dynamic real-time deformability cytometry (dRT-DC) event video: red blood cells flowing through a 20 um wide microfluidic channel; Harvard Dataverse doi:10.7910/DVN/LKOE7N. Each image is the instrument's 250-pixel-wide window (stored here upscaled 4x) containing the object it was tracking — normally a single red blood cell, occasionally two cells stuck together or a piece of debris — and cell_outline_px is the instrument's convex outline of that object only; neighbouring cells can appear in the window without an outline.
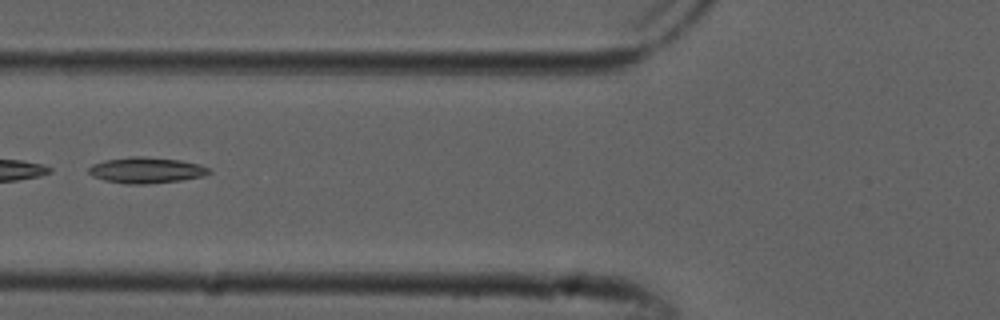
{"species": "common noctule bat (a hibernating species)", "species_latin": "Nyctalus noctula", "temperature_condition": "cold", "stored_images_in_passage": 19, "camera_frame_rate_fps": 3000, "um_per_image_px": 0.085, "animal": {"sex": "male", "forearm_length_mm": 52.5}, "frame": {"image": 1, "passage_image": 14, "time_ms": 4.333, "image_size_px": [1000, 320], "cell_outline_px": [[212, 172], [204, 176], [180, 180], [144, 184], [128, 184], [104, 180], [92, 176], [88, 172], [88, 168], [92, 164], [104, 160], [128, 156], [144, 156], [180, 160], [200, 164], [208, 168]], "centroid_in_image_um": [12.41, 14.45], "position_along_channel_um": 113.4, "area_um2": 18.26}}